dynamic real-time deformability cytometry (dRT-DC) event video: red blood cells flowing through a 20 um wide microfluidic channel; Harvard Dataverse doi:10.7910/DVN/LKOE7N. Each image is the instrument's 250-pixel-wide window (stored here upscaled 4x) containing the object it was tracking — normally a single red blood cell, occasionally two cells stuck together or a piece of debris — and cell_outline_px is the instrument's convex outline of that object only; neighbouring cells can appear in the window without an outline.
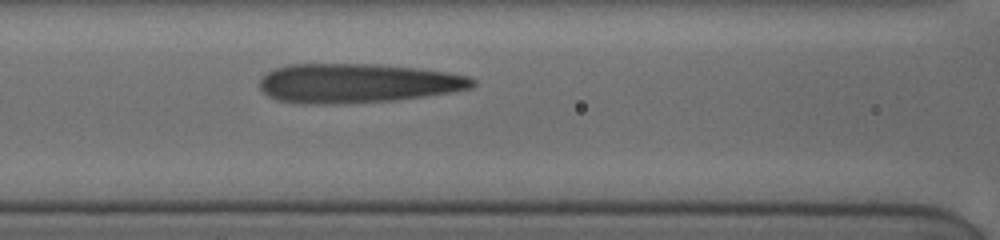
{"species": "human", "species_latin": "Homo sapiens", "temperature_condition": "cold", "stored_images_in_passage": 4, "camera_frame_rate_fps": 3000, "um_per_image_px": 0.085, "donor": {"sex": "female"}, "frame": {"image": 1, "passage_image": 4, "time_ms": 2.0, "image_size_px": [1000, 240], "cell_outline_px": [[476, 84], [472, 88], [448, 92], [392, 100], [332, 104], [300, 104], [276, 100], [268, 96], [260, 88], [260, 76], [276, 68], [288, 64], [376, 64], [416, 68], [448, 72], [468, 76], [476, 80]], "centroid_in_image_um": [30.32, 7.07], "position_along_channel_um": 136.3, "area_um2": 48.67}}